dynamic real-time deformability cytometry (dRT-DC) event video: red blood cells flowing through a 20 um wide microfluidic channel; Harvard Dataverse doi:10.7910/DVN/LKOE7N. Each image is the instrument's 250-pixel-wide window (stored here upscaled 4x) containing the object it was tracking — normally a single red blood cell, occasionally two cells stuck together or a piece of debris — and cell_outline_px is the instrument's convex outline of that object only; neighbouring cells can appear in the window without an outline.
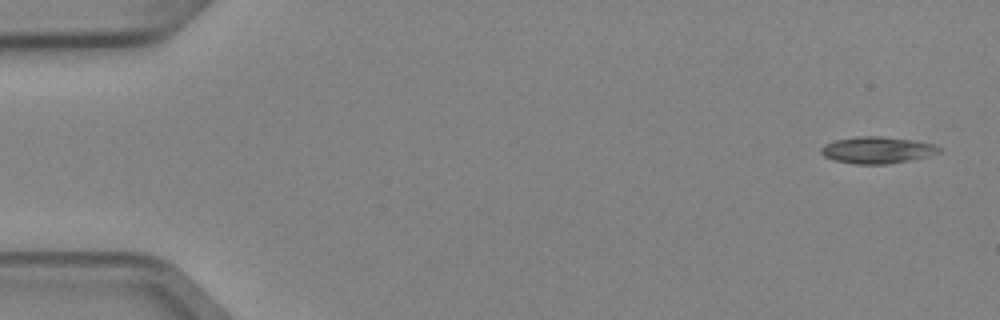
{"species": "Egyptian fruit bat (a non-hibernating species)", "species_latin": "Rousettus aegyptiacus", "temperature_condition": "cold", "stored_images_in_passage": 5, "camera_frame_rate_fps": 3000, "um_per_image_px": 0.085, "animal": {"sex": "female"}, "frame": {"image": 1, "passage_image": 1, "time_ms": 0.0, "image_size_px": [1000, 320], "cell_outline_px": [[940, 152], [928, 156], [888, 164], [856, 164], [832, 160], [824, 156], [820, 152], [820, 148], [824, 144], [836, 140], [864, 136], [880, 136], [912, 140], [936, 144], [940, 148]], "centroid_in_image_um": [74.54, 12.76], "position_along_channel_um": 10.5, "area_um2": 18.26}}
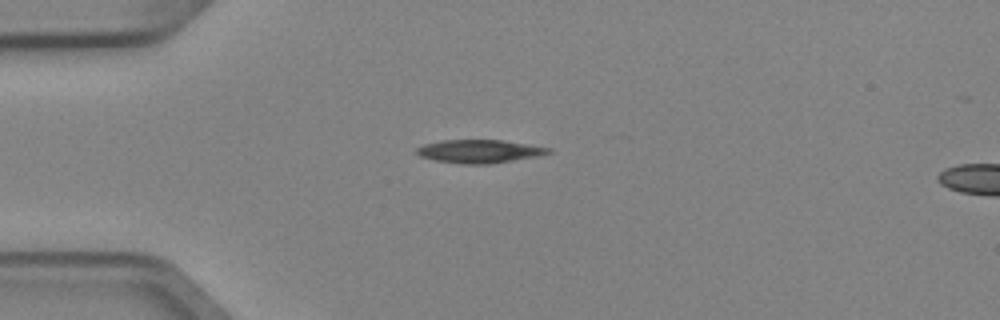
{"frame": {"image": 2, "passage_image": 4, "time_ms": 1.0, "image_size_px": [1000, 320], "cell_outline_px": [[552, 152], [540, 156], [488, 164], [464, 164], [436, 160], [420, 156], [416, 152], [416, 148], [424, 144], [440, 140], [504, 140], [552, 148]], "centroid_in_image_um": [40.78, 12.85], "position_along_channel_um": 44.2, "area_um2": 17.86}}
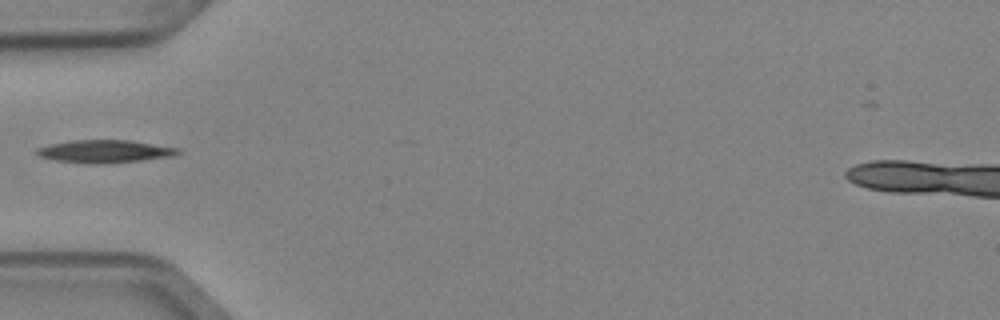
{"frame": {"image": 3, "passage_image": 5, "time_ms": 1.333, "image_size_px": [1000, 320], "cell_outline_px": [[180, 152], [172, 156], [144, 160], [100, 164], [92, 164], [56, 160], [36, 156], [36, 148], [48, 144], [72, 140], [132, 140], [180, 148]], "centroid_in_image_um": [8.89, 12.86], "position_along_channel_um": 76.1, "area_um2": 18.9}}